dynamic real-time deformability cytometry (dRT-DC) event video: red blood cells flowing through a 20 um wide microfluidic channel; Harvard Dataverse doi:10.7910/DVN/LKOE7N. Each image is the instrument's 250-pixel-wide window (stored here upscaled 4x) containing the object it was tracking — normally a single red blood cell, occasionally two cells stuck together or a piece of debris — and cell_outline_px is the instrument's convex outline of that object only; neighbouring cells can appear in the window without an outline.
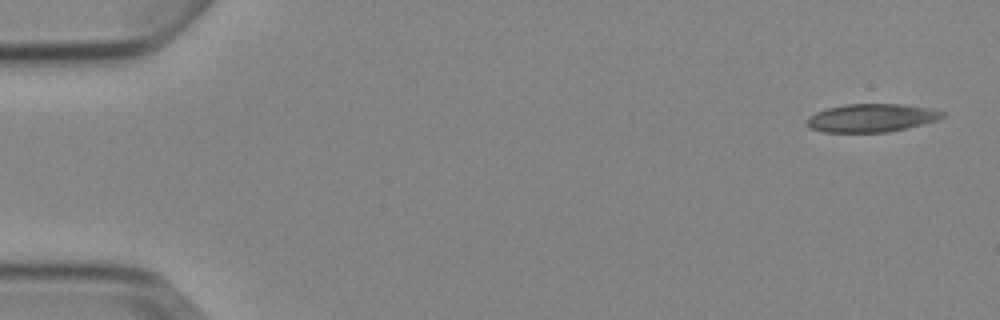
{"species": "Egyptian fruit bat (a non-hibernating species)", "species_latin": "Rousettus aegyptiacus", "temperature_condition": "cold", "stored_images_in_passage": 9, "camera_frame_rate_fps": 3000, "um_per_image_px": 0.085, "animal": {"sex": "female"}, "frame": {"image": 1, "passage_image": 1, "time_ms": 0.0, "image_size_px": [1000, 320], "cell_outline_px": [[944, 116], [936, 120], [924, 124], [908, 128], [888, 132], [824, 132], [808, 128], [804, 124], [804, 120], [808, 116], [816, 112], [828, 108], [844, 104], [904, 104], [928, 108], [944, 112]], "centroid_in_image_um": [74.01, 10.03], "position_along_channel_um": 11.0, "area_um2": 22.48}}
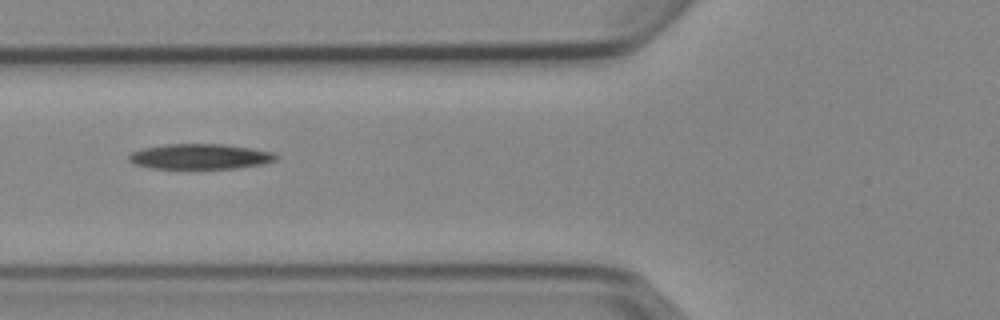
{"frame": {"image": 2, "passage_image": 6, "time_ms": 6.0, "image_size_px": [1000, 320], "cell_outline_px": [[280, 156], [276, 160], [264, 164], [236, 168], [152, 168], [132, 164], [128, 160], [128, 156], [132, 152], [144, 148], [164, 144], [224, 144], [252, 148], [272, 152]], "centroid_in_image_um": [17.02, 13.3], "position_along_channel_um": 108.8, "area_um2": 21.73}}
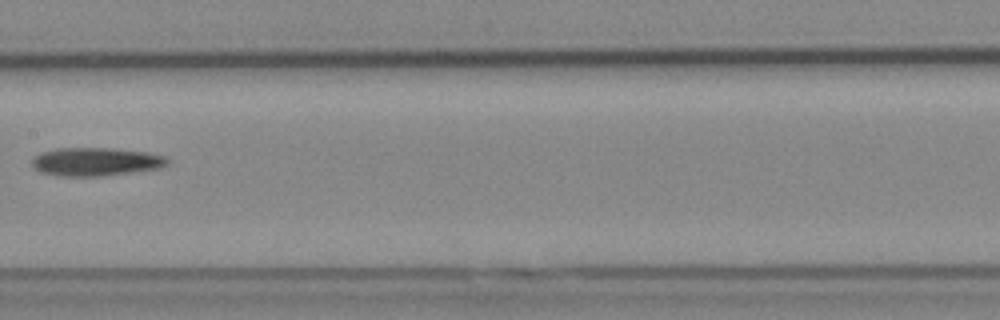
{"frame": {"image": 3, "passage_image": 8, "time_ms": 8.333, "image_size_px": [1000, 320], "cell_outline_px": [[168, 164], [160, 168], [132, 172], [100, 176], [60, 176], [40, 172], [32, 168], [32, 160], [40, 152], [56, 148], [112, 148], [144, 152], [164, 156], [168, 160]], "centroid_in_image_um": [8.09, 13.75], "position_along_channel_um": 199.3, "area_um2": 22.31}}